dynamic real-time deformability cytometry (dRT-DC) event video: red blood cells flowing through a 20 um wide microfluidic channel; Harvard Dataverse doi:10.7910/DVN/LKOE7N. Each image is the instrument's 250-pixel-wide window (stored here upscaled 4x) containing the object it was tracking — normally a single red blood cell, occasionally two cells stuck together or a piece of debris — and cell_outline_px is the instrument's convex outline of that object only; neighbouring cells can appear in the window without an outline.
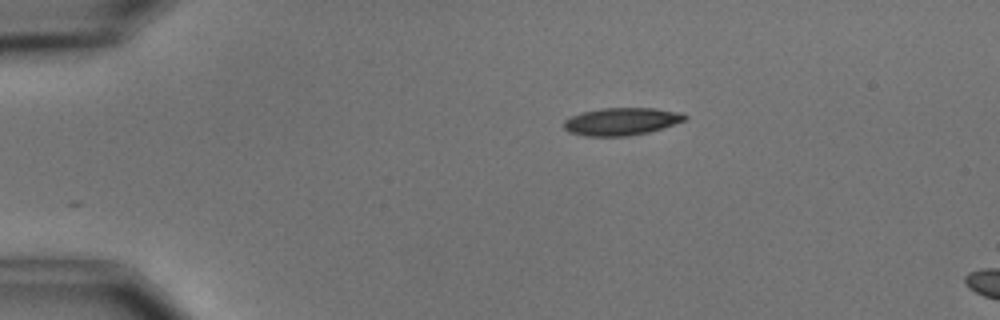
{"species": "common noctule bat (a hibernating species)", "species_latin": "Nyctalus noctula", "temperature_condition": "cold", "stored_images_in_passage": 3, "camera_frame_rate_fps": 3000, "um_per_image_px": 0.085, "animal": {"sex": "male", "body_mass_g": 15.6}, "frame": {"image": 1, "passage_image": 3, "time_ms": 2.333, "image_size_px": [1000, 320], "cell_outline_px": [[688, 116], [684, 120], [648, 132], [628, 136], [584, 136], [568, 132], [564, 128], [564, 120], [572, 116], [584, 112], [600, 108], [656, 108], [684, 112]], "centroid_in_image_um": [52.82, 10.32], "position_along_channel_um": 32.2, "area_um2": 19.36}}